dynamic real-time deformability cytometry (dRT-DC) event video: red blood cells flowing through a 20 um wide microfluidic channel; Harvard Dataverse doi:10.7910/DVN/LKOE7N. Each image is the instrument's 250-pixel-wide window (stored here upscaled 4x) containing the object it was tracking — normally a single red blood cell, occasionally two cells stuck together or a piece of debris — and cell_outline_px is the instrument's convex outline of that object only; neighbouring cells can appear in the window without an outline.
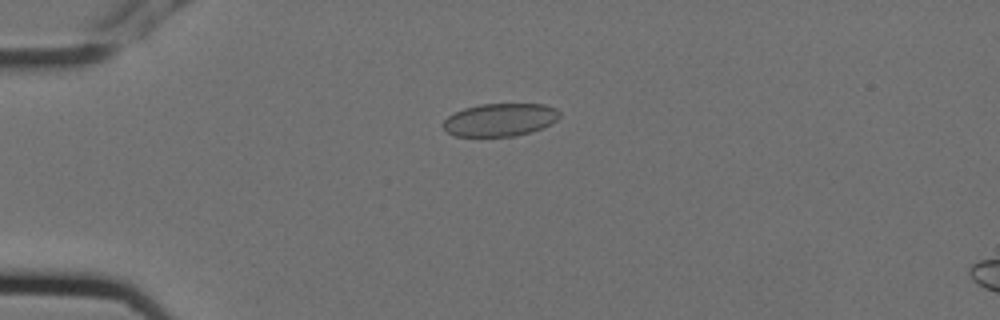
{"species": "Egyptian fruit bat (a non-hibernating species)", "species_latin": "Rousettus aegyptiacus", "temperature_condition": "cold", "stored_images_in_passage": 2, "camera_frame_rate_fps": 3000, "um_per_image_px": 0.085, "animal": {"sex": "female"}, "frame": {"image": 1, "passage_image": 2, "time_ms": 0.333, "image_size_px": [1000, 320], "cell_outline_px": [[560, 116], [552, 124], [516, 136], [456, 136], [448, 132], [440, 124], [448, 116], [464, 108], [480, 104], [544, 104], [556, 108], [560, 112]], "centroid_in_image_um": [42.5, 10.17], "position_along_channel_um": 42.5, "area_um2": 22.25}}